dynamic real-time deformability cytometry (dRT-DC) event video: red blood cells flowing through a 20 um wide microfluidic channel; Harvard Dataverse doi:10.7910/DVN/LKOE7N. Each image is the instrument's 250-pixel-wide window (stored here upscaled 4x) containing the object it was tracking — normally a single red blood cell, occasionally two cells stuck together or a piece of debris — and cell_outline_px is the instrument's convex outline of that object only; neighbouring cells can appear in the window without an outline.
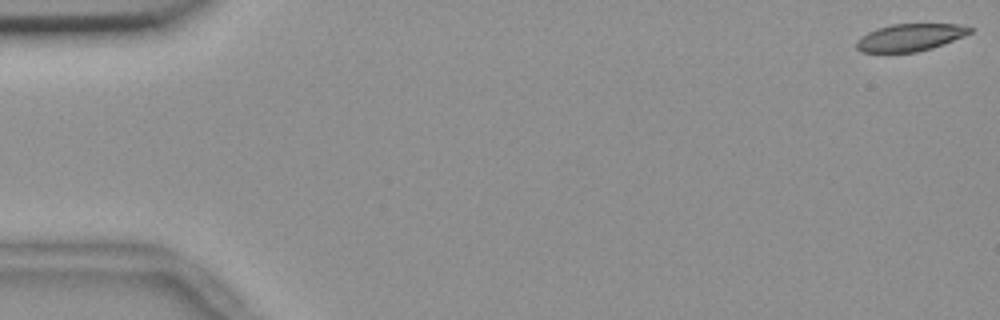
{"species": "common noctule bat (a hibernating species)", "species_latin": "Nyctalus noctula", "temperature_condition": "room temperature", "stored_images_in_passage": 55, "camera_frame_rate_fps": 3000, "um_per_image_px": 0.085, "animal": {"sex": "female", "body_mass_g": 18.4}, "frame": {"image": 1, "passage_image": 1, "time_ms": 0.0, "image_size_px": [1000, 320], "cell_outline_px": [[972, 32], [964, 36], [932, 48], [916, 52], [860, 52], [856, 48], [856, 40], [868, 32], [876, 28], [892, 24], [960, 24], [972, 28]], "centroid_in_image_um": [77.34, 3.18], "position_along_channel_um": 7.7, "area_um2": 18.03}}
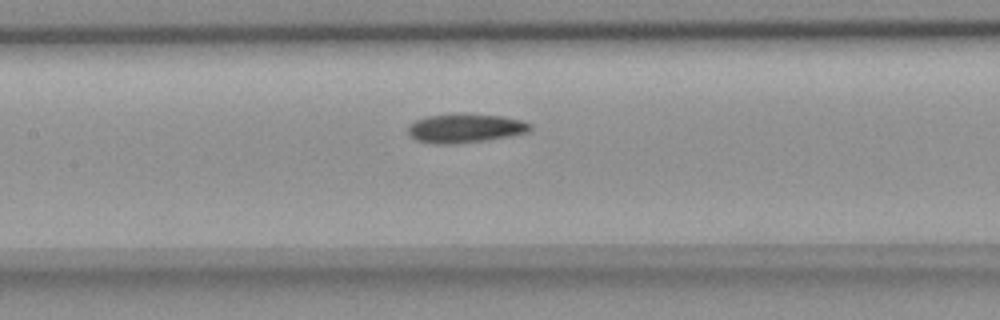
{"frame": {"image": 2, "passage_image": 26, "time_ms": 8.333, "image_size_px": [1000, 320], "cell_outline_px": [[532, 128], [528, 132], [484, 140], [448, 144], [436, 144], [416, 140], [408, 132], [408, 124], [416, 120], [428, 116], [452, 112], [460, 112], [500, 116], [520, 120], [532, 124]], "centroid_in_image_um": [39.5, 10.87], "position_along_channel_um": 167.9, "area_um2": 20.69}}
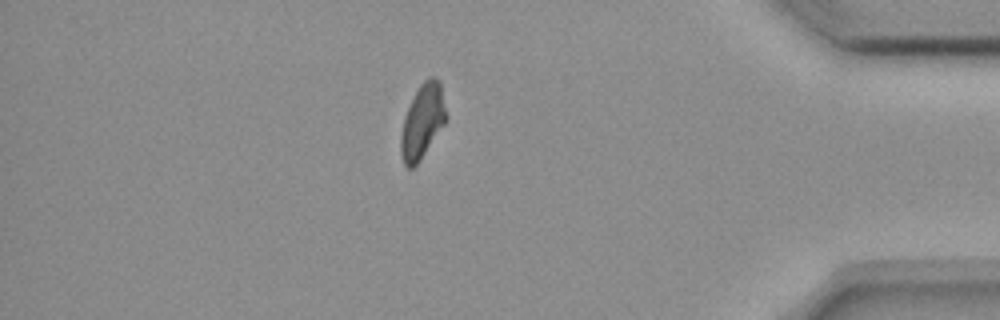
{"frame": {"image": 3, "passage_image": 48, "time_ms": 15.667, "image_size_px": [1000, 320], "cell_outline_px": [[448, 120], [420, 160], [412, 168], [408, 168], [404, 164], [400, 152], [400, 136], [404, 116], [420, 84], [428, 76], [432, 76], [440, 80], [448, 116]], "centroid_in_image_um": [35.94, 10.3], "position_along_channel_um": 399.3, "area_um2": 19.83}, "authors_computed_cell_mechanics": {"area_um2": 19.8832, "velocity_mm_per_s": 3.6546, "shape_relaxation_time_tau1_ms": 6.4915, "shape_relaxation_time_tau2_ms": 4.6538, "deformation_change_tau1": 0.1432, "deformation_change_tau2": 0.1049}}